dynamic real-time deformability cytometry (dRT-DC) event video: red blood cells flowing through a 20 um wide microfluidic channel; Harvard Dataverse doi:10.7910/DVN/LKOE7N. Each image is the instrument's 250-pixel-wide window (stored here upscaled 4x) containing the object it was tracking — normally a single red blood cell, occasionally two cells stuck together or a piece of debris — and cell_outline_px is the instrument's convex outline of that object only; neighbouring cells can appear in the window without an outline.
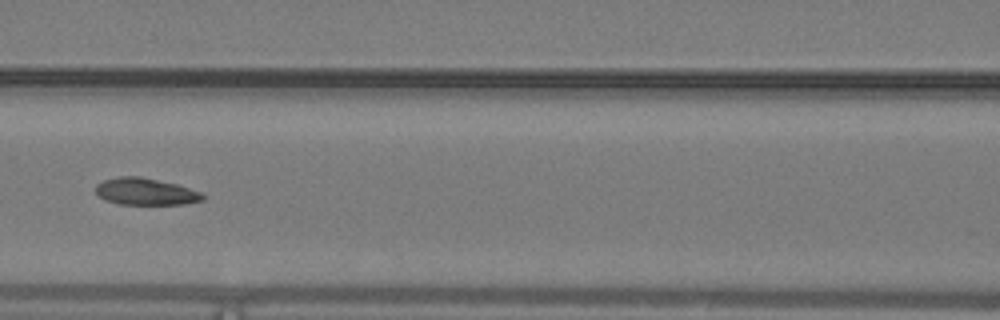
{"species": "common noctule bat (a hibernating species)", "species_latin": "Nyctalus noctula", "temperature_condition": "warm", "stored_images_in_passage": 15, "camera_frame_rate_fps": 3000, "um_per_image_px": 0.085, "animal": {"sex": "male", "body_mass_g": 19.2, "forearm_length_mm": 51.8}, "frame": {"image": 1, "passage_image": 11, "time_ms": 3.333, "image_size_px": [1000, 320], "cell_outline_px": [[204, 200], [184, 204], [120, 204], [104, 200], [96, 192], [96, 184], [104, 180], [120, 176], [140, 176], [176, 184], [200, 192], [204, 196]], "centroid_in_image_um": [12.35, 16.28], "position_along_channel_um": 154.2, "area_um2": 16.65}}
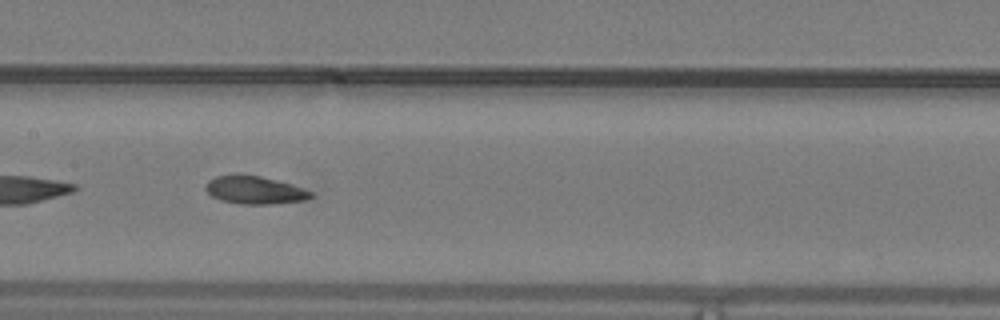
{"frame": {"image": 2, "passage_image": 13, "time_ms": 4.0, "image_size_px": [1000, 320], "cell_outline_px": [[316, 196], [308, 200], [272, 204], [240, 204], [220, 200], [212, 196], [204, 188], [204, 184], [208, 180], [216, 176], [260, 176], [276, 180], [304, 188], [312, 192]], "centroid_in_image_um": [21.69, 16.18], "position_along_channel_um": 185.7, "area_um2": 16.99}}